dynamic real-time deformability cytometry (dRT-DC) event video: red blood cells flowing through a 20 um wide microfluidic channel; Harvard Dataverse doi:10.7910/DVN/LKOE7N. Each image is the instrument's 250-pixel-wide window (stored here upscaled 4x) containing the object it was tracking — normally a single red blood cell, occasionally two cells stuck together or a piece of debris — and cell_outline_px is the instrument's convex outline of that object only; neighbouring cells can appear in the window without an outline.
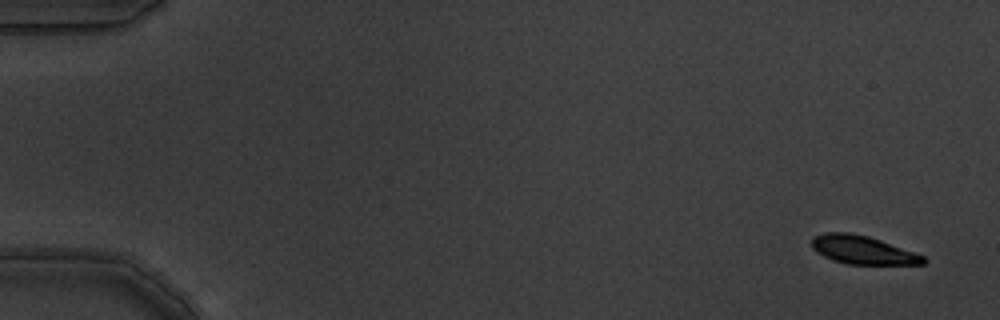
{"species": "common noctule bat (a hibernating species)", "species_latin": "Nyctalus noctula", "temperature_condition": "warm", "stored_images_in_passage": 4, "camera_frame_rate_fps": 3000, "um_per_image_px": 0.085, "animal": {"sex": "male", "body_mass_g": 19.5, "forearm_length_mm": 54.6}, "frame": {"image": 1, "passage_image": 1, "time_ms": 0.0, "image_size_px": [1000, 320], "cell_outline_px": [[924, 264], [848, 264], [832, 260], [816, 252], [812, 248], [812, 236], [824, 232], [852, 232], [868, 236], [880, 240], [924, 256]], "centroid_in_image_um": [73.25, 21.23], "position_along_channel_um": 11.7, "area_um2": 18.32}}